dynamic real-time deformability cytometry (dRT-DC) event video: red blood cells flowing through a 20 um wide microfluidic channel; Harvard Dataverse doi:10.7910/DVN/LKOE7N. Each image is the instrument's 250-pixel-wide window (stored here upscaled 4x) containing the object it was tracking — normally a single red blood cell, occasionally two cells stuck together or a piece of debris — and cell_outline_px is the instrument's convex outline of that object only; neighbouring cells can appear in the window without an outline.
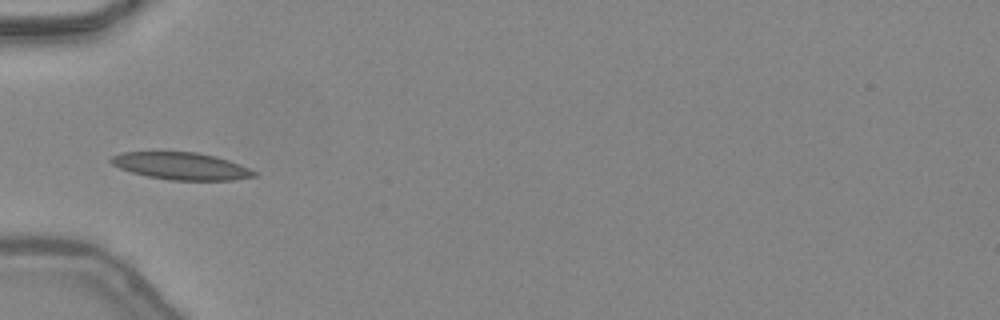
{"species": "common noctule bat (a hibernating species)", "species_latin": "Nyctalus noctula", "temperature_condition": "warm", "stored_images_in_passage": 31, "camera_frame_rate_fps": 3000, "um_per_image_px": 0.085, "animal": {"sex": "female", "body_mass_g": 24.6, "forearm_length_mm": 56.2}, "frame": {"image": 1, "passage_image": 1, "time_ms": 0.0, "image_size_px": [1000, 320], "cell_outline_px": [[256, 176], [232, 180], [172, 180], [148, 176], [132, 172], [120, 168], [112, 164], [108, 160], [112, 156], [120, 152], [196, 152], [216, 156], [240, 164], [256, 172]], "centroid_in_image_um": [15.39, 14.11], "position_along_channel_um": 69.6, "area_um2": 22.54}}
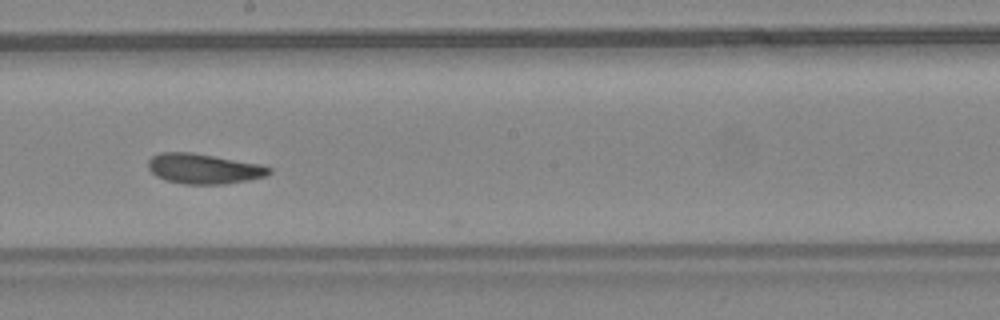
{"frame": {"image": 2, "passage_image": 12, "time_ms": 3.667, "image_size_px": [1000, 320], "cell_outline_px": [[272, 172], [268, 176], [248, 180], [224, 184], [184, 184], [164, 180], [156, 176], [148, 168], [148, 160], [152, 156], [160, 152], [192, 152], [260, 164], [272, 168]], "centroid_in_image_um": [17.32, 14.34], "position_along_channel_um": 230.9, "area_um2": 21.39}}
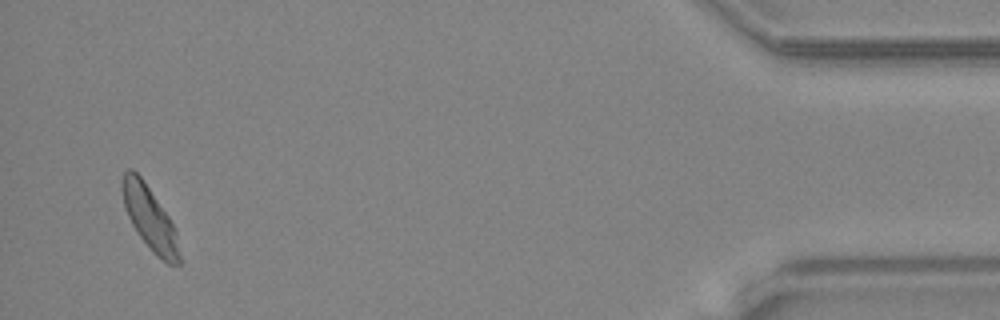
{"frame": {"image": 3, "passage_image": 30, "time_ms": 9.667, "image_size_px": [1000, 320], "cell_outline_px": [[180, 264], [168, 264], [152, 252], [140, 236], [132, 224], [124, 208], [120, 184], [120, 180], [124, 172], [128, 168], [132, 168], [140, 176], [168, 216], [176, 228], [180, 256]], "centroid_in_image_um": [12.7, 18.53], "position_along_channel_um": 422.5, "area_um2": 21.04}, "authors_computed_cell_mechanics": {"area_um2": 21.1548, "velocity_mm_per_s": 4.4284, "shape_relaxation_time_tau1_ms": 4.906, "shape_relaxation_time_tau2_ms": 2.9795, "deformation_change_tau1": 0.1254, "deformation_change_tau2": 0.0887}}